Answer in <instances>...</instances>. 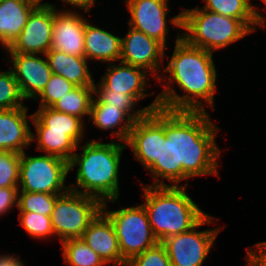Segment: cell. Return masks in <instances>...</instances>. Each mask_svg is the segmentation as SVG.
Masks as SVG:
<instances>
[{"instance_id":"cell-1","label":"cell","mask_w":266,"mask_h":266,"mask_svg":"<svg viewBox=\"0 0 266 266\" xmlns=\"http://www.w3.org/2000/svg\"><path fill=\"white\" fill-rule=\"evenodd\" d=\"M219 130L207 111L159 108L158 159L147 170L155 180L150 186H187V181L179 183L199 176H219L221 150L215 140Z\"/></svg>"},{"instance_id":"cell-2","label":"cell","mask_w":266,"mask_h":266,"mask_svg":"<svg viewBox=\"0 0 266 266\" xmlns=\"http://www.w3.org/2000/svg\"><path fill=\"white\" fill-rule=\"evenodd\" d=\"M178 33L172 56L162 72L167 76V83L160 84L164 90L156 97L160 108L169 111L206 112L208 104L214 111L217 69L213 53L190 45L182 38L181 30ZM172 84H177L183 95L178 94Z\"/></svg>"},{"instance_id":"cell-3","label":"cell","mask_w":266,"mask_h":266,"mask_svg":"<svg viewBox=\"0 0 266 266\" xmlns=\"http://www.w3.org/2000/svg\"><path fill=\"white\" fill-rule=\"evenodd\" d=\"M81 148L82 152L74 153L68 162L69 172L78 166L75 185L71 184L69 189L114 204L120 196L118 174L126 143L114 139L110 143L89 140Z\"/></svg>"},{"instance_id":"cell-4","label":"cell","mask_w":266,"mask_h":266,"mask_svg":"<svg viewBox=\"0 0 266 266\" xmlns=\"http://www.w3.org/2000/svg\"><path fill=\"white\" fill-rule=\"evenodd\" d=\"M141 188L146 201L142 205L159 242L191 230L208 214L188 195L187 186H150L142 183Z\"/></svg>"},{"instance_id":"cell-5","label":"cell","mask_w":266,"mask_h":266,"mask_svg":"<svg viewBox=\"0 0 266 266\" xmlns=\"http://www.w3.org/2000/svg\"><path fill=\"white\" fill-rule=\"evenodd\" d=\"M169 22L186 31L182 33V38L190 45L212 53L252 33L241 20L207 11L202 7L183 9L178 15L171 17Z\"/></svg>"},{"instance_id":"cell-6","label":"cell","mask_w":266,"mask_h":266,"mask_svg":"<svg viewBox=\"0 0 266 266\" xmlns=\"http://www.w3.org/2000/svg\"><path fill=\"white\" fill-rule=\"evenodd\" d=\"M101 211L100 200L68 189L58 195L51 212L53 232L60 243L68 239L81 238Z\"/></svg>"},{"instance_id":"cell-7","label":"cell","mask_w":266,"mask_h":266,"mask_svg":"<svg viewBox=\"0 0 266 266\" xmlns=\"http://www.w3.org/2000/svg\"><path fill=\"white\" fill-rule=\"evenodd\" d=\"M108 203V201L102 203V212L115 228L119 249L126 262L159 242L142 204L111 211L108 210Z\"/></svg>"},{"instance_id":"cell-8","label":"cell","mask_w":266,"mask_h":266,"mask_svg":"<svg viewBox=\"0 0 266 266\" xmlns=\"http://www.w3.org/2000/svg\"><path fill=\"white\" fill-rule=\"evenodd\" d=\"M68 174L69 165L65 159L48 154L28 156L24 151L20 158L18 190L63 194L69 189V185H65Z\"/></svg>"},{"instance_id":"cell-9","label":"cell","mask_w":266,"mask_h":266,"mask_svg":"<svg viewBox=\"0 0 266 266\" xmlns=\"http://www.w3.org/2000/svg\"><path fill=\"white\" fill-rule=\"evenodd\" d=\"M214 220V217L207 214L191 230L169 236L162 241L172 266H202L222 227L202 231H198V228L213 224Z\"/></svg>"},{"instance_id":"cell-10","label":"cell","mask_w":266,"mask_h":266,"mask_svg":"<svg viewBox=\"0 0 266 266\" xmlns=\"http://www.w3.org/2000/svg\"><path fill=\"white\" fill-rule=\"evenodd\" d=\"M53 22L54 5L48 2L38 4L29 14L23 30L5 52L46 54L52 43Z\"/></svg>"},{"instance_id":"cell-11","label":"cell","mask_w":266,"mask_h":266,"mask_svg":"<svg viewBox=\"0 0 266 266\" xmlns=\"http://www.w3.org/2000/svg\"><path fill=\"white\" fill-rule=\"evenodd\" d=\"M165 49L157 40L129 26L128 33L122 38L119 61L144 68L157 82H163L165 79L159 71L162 72Z\"/></svg>"},{"instance_id":"cell-12","label":"cell","mask_w":266,"mask_h":266,"mask_svg":"<svg viewBox=\"0 0 266 266\" xmlns=\"http://www.w3.org/2000/svg\"><path fill=\"white\" fill-rule=\"evenodd\" d=\"M125 2L130 13L128 25L168 48L166 35L169 28L166 18L171 10L168 7L169 0H126Z\"/></svg>"},{"instance_id":"cell-13","label":"cell","mask_w":266,"mask_h":266,"mask_svg":"<svg viewBox=\"0 0 266 266\" xmlns=\"http://www.w3.org/2000/svg\"><path fill=\"white\" fill-rule=\"evenodd\" d=\"M11 59V70L18 82L24 99L35 100L45 89L52 76L46 55L41 58L39 54L7 53Z\"/></svg>"},{"instance_id":"cell-14","label":"cell","mask_w":266,"mask_h":266,"mask_svg":"<svg viewBox=\"0 0 266 266\" xmlns=\"http://www.w3.org/2000/svg\"><path fill=\"white\" fill-rule=\"evenodd\" d=\"M77 10H58L54 5L53 34L50 50L85 57L84 34L87 18Z\"/></svg>"},{"instance_id":"cell-15","label":"cell","mask_w":266,"mask_h":266,"mask_svg":"<svg viewBox=\"0 0 266 266\" xmlns=\"http://www.w3.org/2000/svg\"><path fill=\"white\" fill-rule=\"evenodd\" d=\"M126 147L132 149L135 159L146 170L155 163L159 150V109L134 122Z\"/></svg>"},{"instance_id":"cell-16","label":"cell","mask_w":266,"mask_h":266,"mask_svg":"<svg viewBox=\"0 0 266 266\" xmlns=\"http://www.w3.org/2000/svg\"><path fill=\"white\" fill-rule=\"evenodd\" d=\"M81 239L95 252L106 264L113 266H127L122 258L115 228L110 219L101 211L89 224Z\"/></svg>"},{"instance_id":"cell-17","label":"cell","mask_w":266,"mask_h":266,"mask_svg":"<svg viewBox=\"0 0 266 266\" xmlns=\"http://www.w3.org/2000/svg\"><path fill=\"white\" fill-rule=\"evenodd\" d=\"M149 74L144 68L118 61L107 65L99 83L107 90L132 95L138 102L151 93H145ZM146 88V89H145Z\"/></svg>"},{"instance_id":"cell-18","label":"cell","mask_w":266,"mask_h":266,"mask_svg":"<svg viewBox=\"0 0 266 266\" xmlns=\"http://www.w3.org/2000/svg\"><path fill=\"white\" fill-rule=\"evenodd\" d=\"M28 107L0 110V151L23 153L31 145Z\"/></svg>"},{"instance_id":"cell-19","label":"cell","mask_w":266,"mask_h":266,"mask_svg":"<svg viewBox=\"0 0 266 266\" xmlns=\"http://www.w3.org/2000/svg\"><path fill=\"white\" fill-rule=\"evenodd\" d=\"M122 38L86 22L84 34L85 57L90 61L116 63L121 57Z\"/></svg>"},{"instance_id":"cell-20","label":"cell","mask_w":266,"mask_h":266,"mask_svg":"<svg viewBox=\"0 0 266 266\" xmlns=\"http://www.w3.org/2000/svg\"><path fill=\"white\" fill-rule=\"evenodd\" d=\"M37 5L34 0H0V44L3 49L20 34Z\"/></svg>"},{"instance_id":"cell-21","label":"cell","mask_w":266,"mask_h":266,"mask_svg":"<svg viewBox=\"0 0 266 266\" xmlns=\"http://www.w3.org/2000/svg\"><path fill=\"white\" fill-rule=\"evenodd\" d=\"M89 119L93 125L101 130H112L111 135H115L114 140L126 143L129 138L130 131L134 125V120L118 107L109 106L107 103H100L93 96ZM117 128V129H114Z\"/></svg>"},{"instance_id":"cell-22","label":"cell","mask_w":266,"mask_h":266,"mask_svg":"<svg viewBox=\"0 0 266 266\" xmlns=\"http://www.w3.org/2000/svg\"><path fill=\"white\" fill-rule=\"evenodd\" d=\"M45 55L53 74L61 75L75 86H94L95 80L89 71L86 57L57 50H49Z\"/></svg>"},{"instance_id":"cell-23","label":"cell","mask_w":266,"mask_h":266,"mask_svg":"<svg viewBox=\"0 0 266 266\" xmlns=\"http://www.w3.org/2000/svg\"><path fill=\"white\" fill-rule=\"evenodd\" d=\"M35 133L31 134V141H37L36 150L48 155L58 156L69 162L79 145L68 135V131H49L34 115L31 119Z\"/></svg>"},{"instance_id":"cell-24","label":"cell","mask_w":266,"mask_h":266,"mask_svg":"<svg viewBox=\"0 0 266 266\" xmlns=\"http://www.w3.org/2000/svg\"><path fill=\"white\" fill-rule=\"evenodd\" d=\"M203 9L241 20L252 32L264 27L266 19L251 0H204Z\"/></svg>"},{"instance_id":"cell-25","label":"cell","mask_w":266,"mask_h":266,"mask_svg":"<svg viewBox=\"0 0 266 266\" xmlns=\"http://www.w3.org/2000/svg\"><path fill=\"white\" fill-rule=\"evenodd\" d=\"M49 131H68V135L78 144L84 138L85 123L78 117L58 112L52 107H39L33 114Z\"/></svg>"},{"instance_id":"cell-26","label":"cell","mask_w":266,"mask_h":266,"mask_svg":"<svg viewBox=\"0 0 266 266\" xmlns=\"http://www.w3.org/2000/svg\"><path fill=\"white\" fill-rule=\"evenodd\" d=\"M94 96L100 103H107L109 106L124 110L134 121L143 119L151 111L160 108L158 99L155 98L150 105L135 110L139 102L132 95L107 90L100 83H94Z\"/></svg>"},{"instance_id":"cell-27","label":"cell","mask_w":266,"mask_h":266,"mask_svg":"<svg viewBox=\"0 0 266 266\" xmlns=\"http://www.w3.org/2000/svg\"><path fill=\"white\" fill-rule=\"evenodd\" d=\"M93 96L94 86H76L51 107L58 112L76 116L85 122L83 117L90 115Z\"/></svg>"},{"instance_id":"cell-28","label":"cell","mask_w":266,"mask_h":266,"mask_svg":"<svg viewBox=\"0 0 266 266\" xmlns=\"http://www.w3.org/2000/svg\"><path fill=\"white\" fill-rule=\"evenodd\" d=\"M64 263L70 266H105L101 257L81 238L68 239L61 243Z\"/></svg>"},{"instance_id":"cell-29","label":"cell","mask_w":266,"mask_h":266,"mask_svg":"<svg viewBox=\"0 0 266 266\" xmlns=\"http://www.w3.org/2000/svg\"><path fill=\"white\" fill-rule=\"evenodd\" d=\"M58 195L60 194L18 191L17 208L19 212H34L41 215L50 216Z\"/></svg>"},{"instance_id":"cell-30","label":"cell","mask_w":266,"mask_h":266,"mask_svg":"<svg viewBox=\"0 0 266 266\" xmlns=\"http://www.w3.org/2000/svg\"><path fill=\"white\" fill-rule=\"evenodd\" d=\"M24 100L12 70L0 72V110L26 107Z\"/></svg>"},{"instance_id":"cell-31","label":"cell","mask_w":266,"mask_h":266,"mask_svg":"<svg viewBox=\"0 0 266 266\" xmlns=\"http://www.w3.org/2000/svg\"><path fill=\"white\" fill-rule=\"evenodd\" d=\"M18 218L19 225L34 239L46 240L55 236L50 216L34 212H19Z\"/></svg>"},{"instance_id":"cell-32","label":"cell","mask_w":266,"mask_h":266,"mask_svg":"<svg viewBox=\"0 0 266 266\" xmlns=\"http://www.w3.org/2000/svg\"><path fill=\"white\" fill-rule=\"evenodd\" d=\"M76 86L61 75L52 74L45 89L35 99L39 100V107H51L57 100L64 97Z\"/></svg>"},{"instance_id":"cell-33","label":"cell","mask_w":266,"mask_h":266,"mask_svg":"<svg viewBox=\"0 0 266 266\" xmlns=\"http://www.w3.org/2000/svg\"><path fill=\"white\" fill-rule=\"evenodd\" d=\"M20 153L0 151V188L18 187Z\"/></svg>"},{"instance_id":"cell-34","label":"cell","mask_w":266,"mask_h":266,"mask_svg":"<svg viewBox=\"0 0 266 266\" xmlns=\"http://www.w3.org/2000/svg\"><path fill=\"white\" fill-rule=\"evenodd\" d=\"M127 266H172L166 248L162 242L134 256Z\"/></svg>"},{"instance_id":"cell-35","label":"cell","mask_w":266,"mask_h":266,"mask_svg":"<svg viewBox=\"0 0 266 266\" xmlns=\"http://www.w3.org/2000/svg\"><path fill=\"white\" fill-rule=\"evenodd\" d=\"M18 187L0 188V217L14 206L18 207Z\"/></svg>"},{"instance_id":"cell-36","label":"cell","mask_w":266,"mask_h":266,"mask_svg":"<svg viewBox=\"0 0 266 266\" xmlns=\"http://www.w3.org/2000/svg\"><path fill=\"white\" fill-rule=\"evenodd\" d=\"M253 248H247L246 266H266V241L254 244Z\"/></svg>"},{"instance_id":"cell-37","label":"cell","mask_w":266,"mask_h":266,"mask_svg":"<svg viewBox=\"0 0 266 266\" xmlns=\"http://www.w3.org/2000/svg\"><path fill=\"white\" fill-rule=\"evenodd\" d=\"M65 5L71 6L73 9L79 8L82 12L87 13L95 5L96 0H61Z\"/></svg>"},{"instance_id":"cell-38","label":"cell","mask_w":266,"mask_h":266,"mask_svg":"<svg viewBox=\"0 0 266 266\" xmlns=\"http://www.w3.org/2000/svg\"><path fill=\"white\" fill-rule=\"evenodd\" d=\"M23 262L17 255L5 253L0 255V266H26Z\"/></svg>"},{"instance_id":"cell-39","label":"cell","mask_w":266,"mask_h":266,"mask_svg":"<svg viewBox=\"0 0 266 266\" xmlns=\"http://www.w3.org/2000/svg\"><path fill=\"white\" fill-rule=\"evenodd\" d=\"M35 2H37L38 4H43L42 0H34Z\"/></svg>"},{"instance_id":"cell-40","label":"cell","mask_w":266,"mask_h":266,"mask_svg":"<svg viewBox=\"0 0 266 266\" xmlns=\"http://www.w3.org/2000/svg\"><path fill=\"white\" fill-rule=\"evenodd\" d=\"M260 1H262L265 4V7H266V0H260Z\"/></svg>"}]
</instances>
